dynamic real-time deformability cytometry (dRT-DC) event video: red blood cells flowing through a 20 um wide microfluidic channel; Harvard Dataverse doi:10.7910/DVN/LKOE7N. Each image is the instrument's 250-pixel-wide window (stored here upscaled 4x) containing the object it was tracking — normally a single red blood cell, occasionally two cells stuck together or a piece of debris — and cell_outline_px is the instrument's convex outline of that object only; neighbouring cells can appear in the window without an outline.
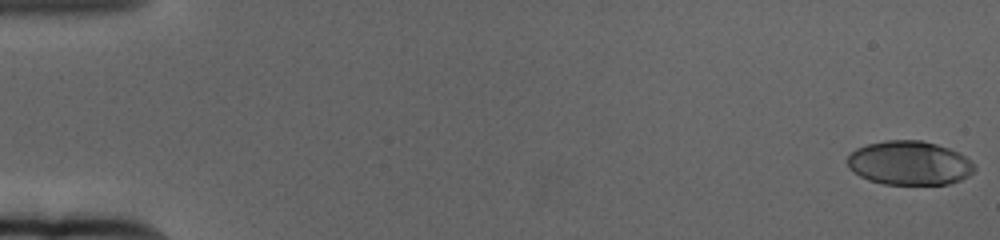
{"species": "human", "species_latin": "Homo sapiens", "temperature_condition": "cold", "stored_images_in_passage": 61, "camera_frame_rate_fps": 3000, "um_per_image_px": 0.085, "donor": {"sex": "female"}, "frame": {"image": 1, "passage_image": 1, "time_ms": 0.0, "image_size_px": [1000, 240], "cell_outline_px": [[976, 168], [968, 176], [960, 180], [948, 184], [884, 184], [868, 180], [860, 176], [848, 168], [848, 156], [856, 148], [868, 144], [884, 140], [920, 140], [936, 144], [948, 148], [964, 156]], "centroid_in_image_um": [77.26, 13.86], "position_along_channel_um": 7.7, "area_um2": 32.37}}
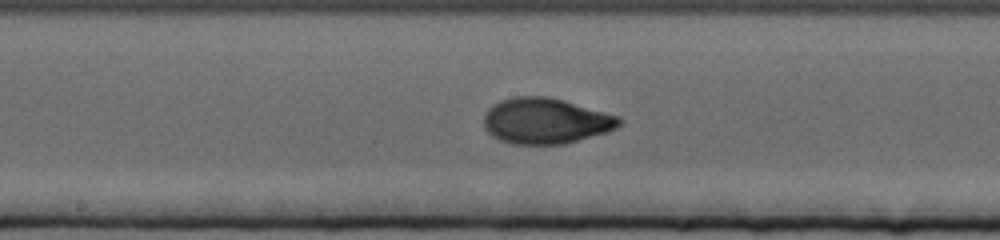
{"frame": {"image": 2, "passage_image": 33, "time_ms": 10.667, "image_size_px": [1000, 240], "cell_outline_px": [[624, 120], [616, 128], [608, 132], [564, 144], [512, 144], [500, 140], [492, 136], [484, 128], [484, 116], [488, 108], [500, 100], [512, 96], [548, 96], [564, 100], [620, 116]], "centroid_in_image_um": [46.39, 10.27], "position_along_channel_um": 201.8, "area_um2": 36.41}}
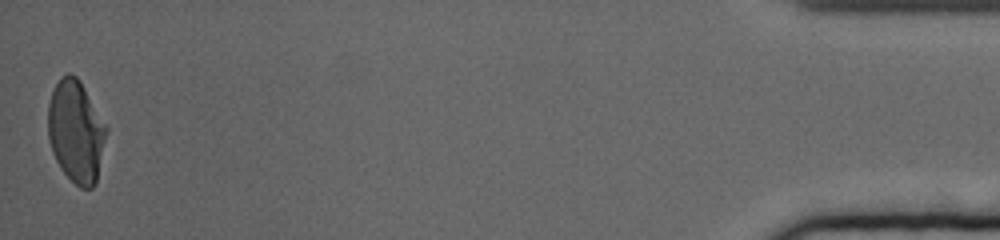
{"frame": {"image": 3, "passage_image": 61, "time_ms": 20.0, "image_size_px": [1000, 240], "cell_outline_px": [[108, 128], [96, 184], [92, 188], [80, 188], [60, 168], [52, 152], [48, 136], [48, 104], [52, 92], [60, 76], [68, 72], [76, 76], [80, 80]], "centroid_in_image_um": [6.46, 11.16], "position_along_channel_um": 428.7, "area_um2": 34.8}, "authors_computed_cell_mechanics": {"area_um2": 34.3332, "velocity_mm_per_s": 3.353, "shape_relaxation_time_tau1_ms": 4.3361, "shape_relaxation_time_tau2_ms": 1.0642, "deformation_change_tau1": 0.1953, "deformation_change_tau2": 0.0478}}